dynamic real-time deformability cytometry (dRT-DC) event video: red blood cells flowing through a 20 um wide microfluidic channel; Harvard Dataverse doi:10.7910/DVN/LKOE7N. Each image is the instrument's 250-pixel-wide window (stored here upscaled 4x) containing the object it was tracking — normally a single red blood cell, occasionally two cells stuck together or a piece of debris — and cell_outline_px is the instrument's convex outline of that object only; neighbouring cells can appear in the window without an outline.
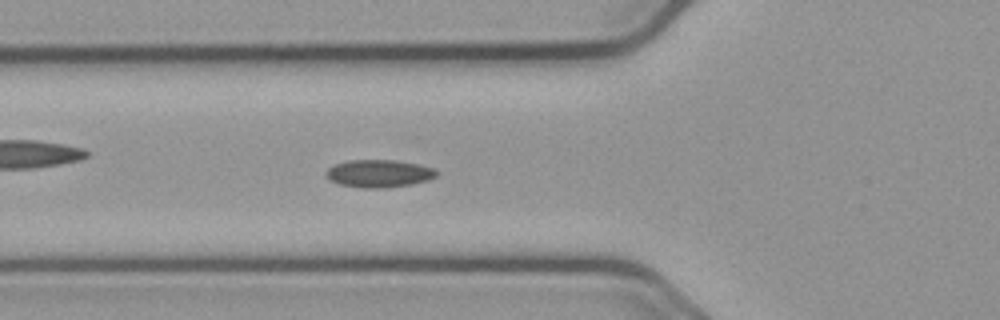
{"species": "common noctule bat (a hibernating species)", "species_latin": "Nyctalus noctula", "temperature_condition": "cold", "stored_images_in_passage": 51, "camera_frame_rate_fps": 3000, "um_per_image_px": 0.085, "animal": {"sex": "male", "body_mass_g": 23.1, "forearm_length_mm": 52.7}, "frame": {"image": 1, "passage_image": 14, "time_ms": 4.333, "image_size_px": [1000, 320], "cell_outline_px": [[440, 172], [436, 176], [428, 180], [412, 184], [384, 188], [364, 188], [340, 184], [332, 180], [328, 176], [328, 168], [336, 164], [348, 160], [392, 160], [416, 164], [436, 168]], "centroid_in_image_um": [32.28, 14.75], "position_along_channel_um": 93.5, "area_um2": 17.57}}
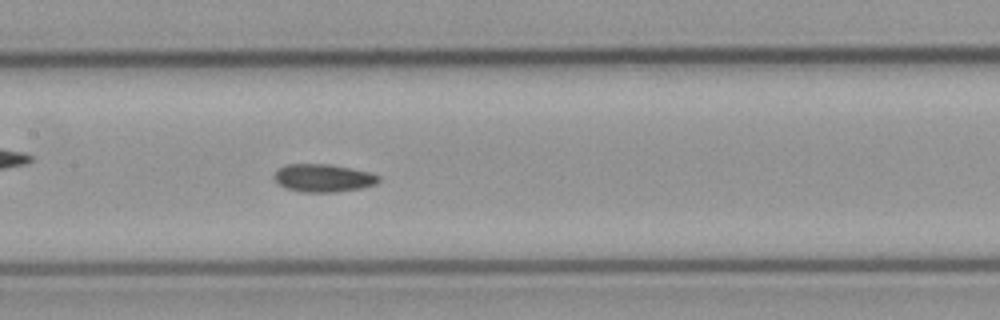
{"frame": {"image": 2, "passage_image": 21, "time_ms": 6.667, "image_size_px": [1000, 320], "cell_outline_px": [[380, 180], [376, 184], [360, 188], [336, 192], [300, 192], [284, 188], [276, 184], [272, 176], [276, 168], [284, 164], [328, 164], [352, 168], [368, 172], [380, 176]], "centroid_in_image_um": [27.39, 15.13], "position_along_channel_um": 180.0, "area_um2": 17.34}}
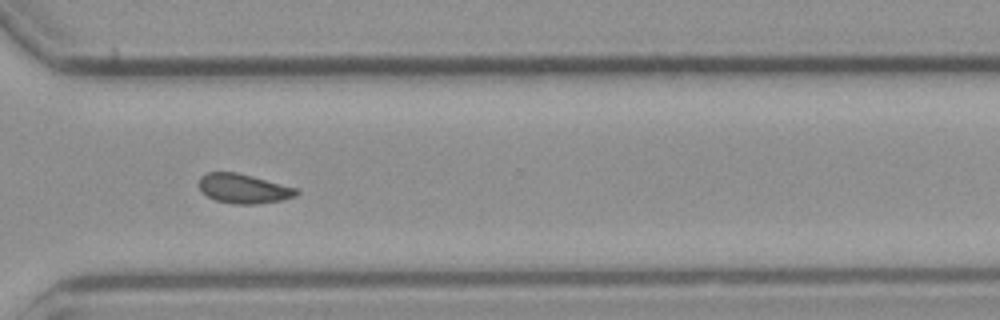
{"frame": {"image": 3, "passage_image": 35, "time_ms": 11.333, "image_size_px": [1000, 320], "cell_outline_px": [[300, 192], [296, 196], [280, 200], [256, 204], [236, 204], [216, 200], [200, 192], [200, 176], [208, 172], [236, 172], [252, 176], [296, 188]], "centroid_in_image_um": [20.69, 16.03], "position_along_channel_um": 349.9, "area_um2": 16.53}, "authors_computed_cell_mechanics": {"area_um2": 16.8198, "velocity_mm_per_s": 3.6545, "shape_relaxation_time_tau1_ms": null, "shape_relaxation_time_tau2_ms": 8.5541, "deformation_change_tau1": null, "deformation_change_tau2": 0.1152}}